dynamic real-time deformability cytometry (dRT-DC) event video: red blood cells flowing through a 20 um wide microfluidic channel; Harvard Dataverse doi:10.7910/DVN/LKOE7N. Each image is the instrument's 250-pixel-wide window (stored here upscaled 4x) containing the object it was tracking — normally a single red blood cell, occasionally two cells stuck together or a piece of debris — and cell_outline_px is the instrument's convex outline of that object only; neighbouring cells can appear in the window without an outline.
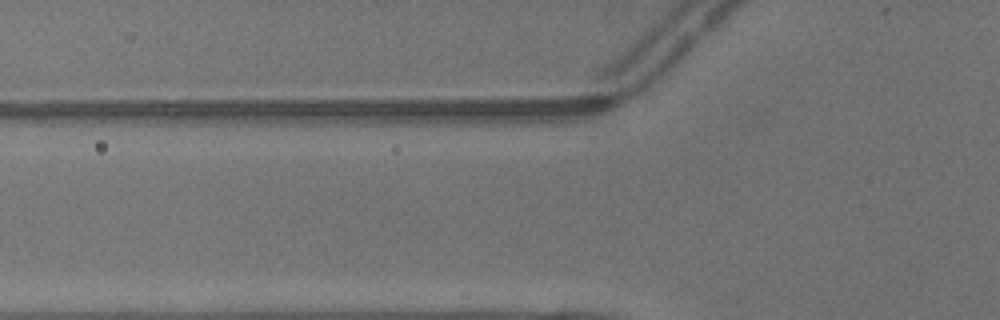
{"species": "common noctule bat (a hibernating species)", "species_latin": "Nyctalus noctula", "temperature_condition": "warm", "stored_images_in_passage": 4, "camera_frame_rate_fps": 3000, "um_per_image_px": 0.085, "animal": {"sex": "male", "body_mass_g": 13.3}, "frame": {"image": 1, "passage_image": 3, "time_ms": 0.667, "image_size_px": [1000, 320], "cell_outline_px": [[324, 104], [256, 120], [196, 104], [196, 100], [324, 100]], "centroid_in_image_um": [22.02, 9.09], "position_along_channel_um": 103.8, "area_um2": 11.1}}